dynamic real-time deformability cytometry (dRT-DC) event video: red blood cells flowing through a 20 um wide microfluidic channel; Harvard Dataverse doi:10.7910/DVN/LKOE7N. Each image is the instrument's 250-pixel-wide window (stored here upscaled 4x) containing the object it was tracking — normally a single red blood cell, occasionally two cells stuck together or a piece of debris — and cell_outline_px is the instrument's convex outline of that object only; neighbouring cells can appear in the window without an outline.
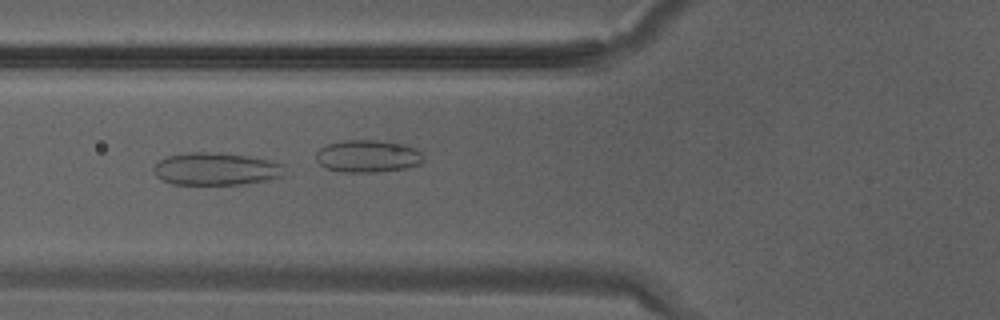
{"species": "Egyptian fruit bat (a non-hibernating species)", "species_latin": "Rousettus aegyptiacus", "temperature_condition": "warm", "stored_images_in_passage": 26, "camera_frame_rate_fps": 3000, "um_per_image_px": 0.085, "animal": {"sex": "male"}, "frame": {"image": 1, "passage_image": 5, "time_ms": 1.333, "image_size_px": [1000, 320], "cell_outline_px": [[284, 164], [280, 176], [268, 180], [240, 184], [172, 184], [156, 176], [152, 168], [160, 160], [168, 156], [192, 152], [204, 152], [248, 156], [268, 160]], "centroid_in_image_um": [18.32, 14.36], "position_along_channel_um": 107.5, "area_um2": 24.33}}